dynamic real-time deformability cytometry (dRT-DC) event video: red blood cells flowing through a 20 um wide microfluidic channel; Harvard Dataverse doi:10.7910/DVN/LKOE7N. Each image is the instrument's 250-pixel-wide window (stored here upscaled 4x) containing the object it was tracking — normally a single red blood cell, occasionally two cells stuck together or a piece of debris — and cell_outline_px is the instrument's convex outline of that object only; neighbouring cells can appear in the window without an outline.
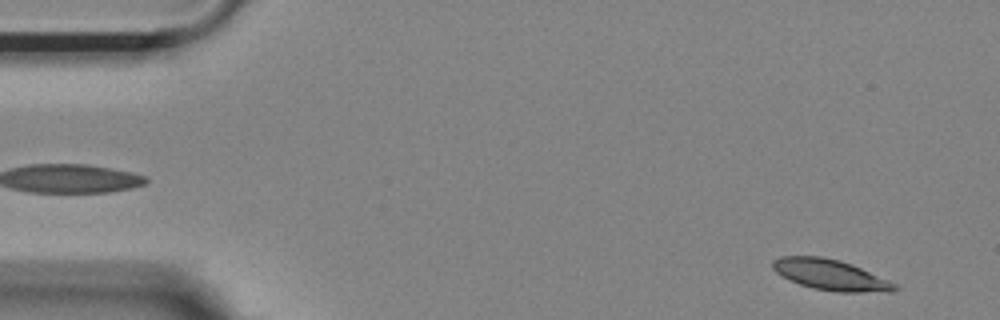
{"species": "Egyptian fruit bat (a non-hibernating species)", "species_latin": "Rousettus aegyptiacus", "temperature_condition": "room temperature", "stored_images_in_passage": 53, "camera_frame_rate_fps": 3000, "um_per_image_px": 0.085, "animal": {"sex": "female"}, "frame": {"image": 1, "passage_image": 3, "time_ms": 0.667, "image_size_px": [1000, 320], "cell_outline_px": [[900, 288], [892, 292], [836, 292], [812, 288], [788, 280], [776, 272], [772, 268], [772, 260], [780, 256], [824, 256], [840, 260], [852, 264], [896, 284]], "centroid_in_image_um": [70.57, 23.36], "position_along_channel_um": 14.4, "area_um2": 21.96}}
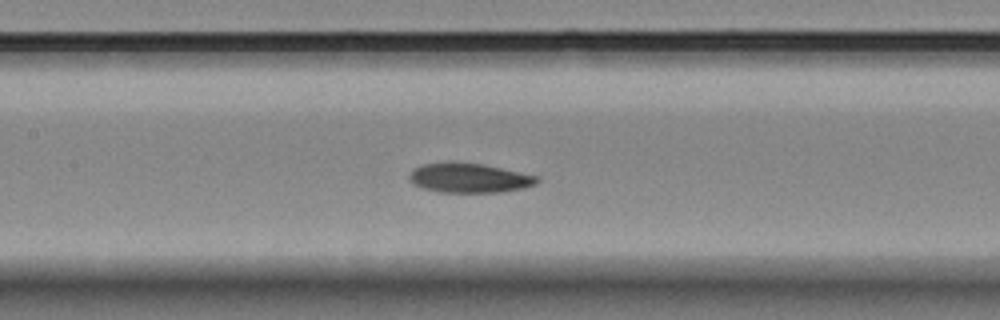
{"frame": {"image": 2, "passage_image": 24, "time_ms": 7.667, "image_size_px": [1000, 320], "cell_outline_px": [[540, 180], [536, 184], [520, 188], [500, 192], [440, 192], [424, 188], [412, 184], [408, 180], [408, 176], [416, 168], [424, 164], [452, 160], [484, 164], [540, 176]], "centroid_in_image_um": [39.88, 15.1], "position_along_channel_um": 167.5, "area_um2": 22.25}}
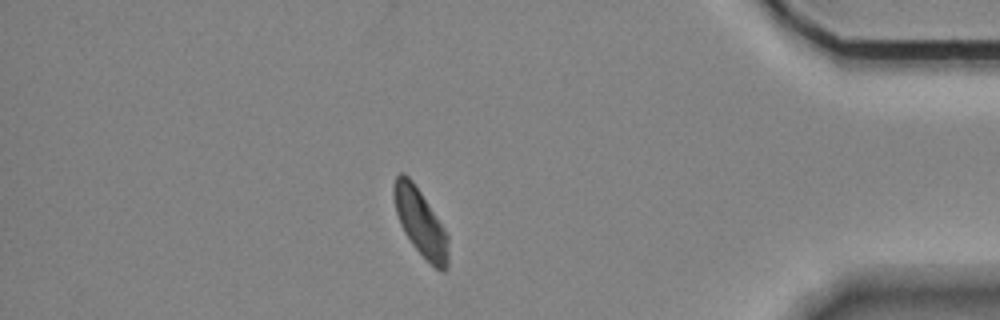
{"frame": {"image": 3, "passage_image": 46, "time_ms": 15.0, "image_size_px": [1000, 320], "cell_outline_px": [[448, 268], [444, 272], [440, 272], [412, 244], [404, 232], [400, 224], [396, 212], [392, 192], [392, 188], [396, 176], [400, 172], [404, 172], [412, 180], [444, 228], [448, 236]], "centroid_in_image_um": [35.73, 18.9], "position_along_channel_um": 399.5, "area_um2": 21.04}, "authors_computed_cell_mechanics": {"area_um2": 22.1374, "velocity_mm_per_s": 3.6715, "shape_relaxation_time_tau1_ms": 6.2374, "shape_relaxation_time_tau2_ms": 4.2544, "deformation_change_tau1": 0.1457, "deformation_change_tau2": 0.0854}}